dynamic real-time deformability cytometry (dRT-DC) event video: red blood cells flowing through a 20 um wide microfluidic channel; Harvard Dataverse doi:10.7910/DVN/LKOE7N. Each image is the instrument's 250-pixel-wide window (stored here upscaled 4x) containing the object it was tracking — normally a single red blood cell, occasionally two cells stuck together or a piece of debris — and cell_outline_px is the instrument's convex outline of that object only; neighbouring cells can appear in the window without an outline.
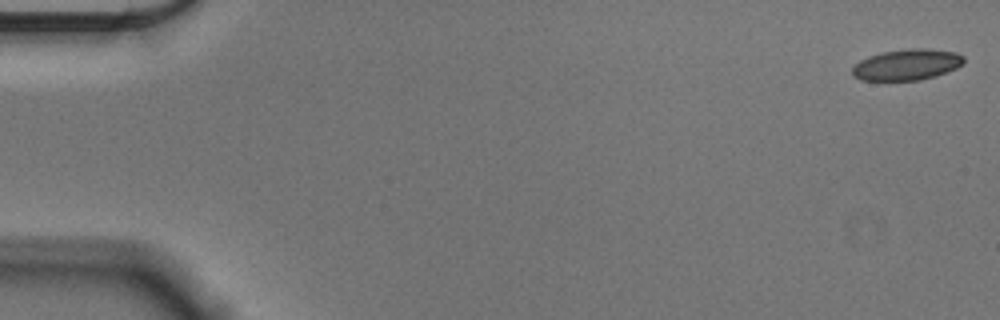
{"species": "Egyptian fruit bat (a non-hibernating species)", "species_latin": "Rousettus aegyptiacus", "temperature_condition": "cold", "stored_images_in_passage": 14, "camera_frame_rate_fps": 3000, "um_per_image_px": 0.085, "animal": {"sex": "male"}, "frame": {"image": 1, "passage_image": 1, "time_ms": 0.0, "image_size_px": [1000, 320], "cell_outline_px": [[964, 64], [956, 68], [936, 76], [920, 80], [860, 80], [852, 76], [852, 68], [860, 60], [868, 56], [880, 52], [908, 48], [928, 48], [956, 52], [964, 56]], "centroid_in_image_um": [77.09, 5.48], "position_along_channel_um": 7.9, "area_um2": 20.4}}